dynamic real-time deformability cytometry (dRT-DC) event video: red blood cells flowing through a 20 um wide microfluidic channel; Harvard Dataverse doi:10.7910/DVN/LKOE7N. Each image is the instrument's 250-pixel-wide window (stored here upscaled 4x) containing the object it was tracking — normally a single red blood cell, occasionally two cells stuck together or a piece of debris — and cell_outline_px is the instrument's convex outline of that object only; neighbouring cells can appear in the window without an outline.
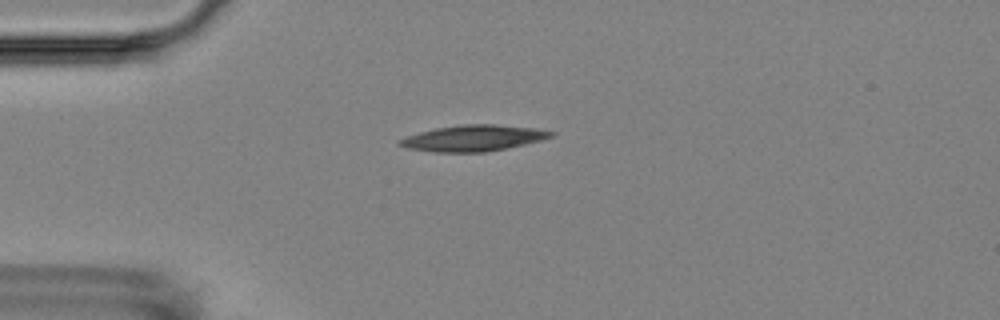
{"species": "Egyptian fruit bat (a non-hibernating species)", "species_latin": "Rousettus aegyptiacus", "temperature_condition": "room temperature", "stored_images_in_passage": 13, "camera_frame_rate_fps": 3000, "um_per_image_px": 0.085, "animal": {"sex": "female"}, "frame": {"image": 1, "passage_image": 1, "time_ms": 0.0, "image_size_px": [1000, 320], "cell_outline_px": [[556, 136], [524, 144], [484, 152], [432, 152], [404, 148], [396, 144], [400, 140], [408, 136], [420, 132], [436, 128], [460, 124], [496, 124], [536, 128], [556, 132]], "centroid_in_image_um": [40.23, 11.73], "position_along_channel_um": 44.8, "area_um2": 23.0}}
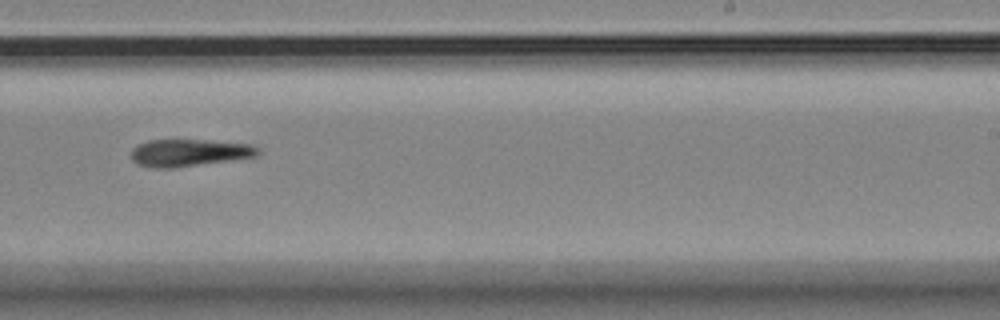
{"frame": {"image": 2, "passage_image": 7, "time_ms": 7.0, "image_size_px": [1000, 320], "cell_outline_px": [[260, 152], [256, 156], [232, 160], [172, 168], [152, 168], [136, 164], [132, 160], [132, 148], [148, 140], [204, 140], [252, 144], [260, 148]], "centroid_in_image_um": [16.09, 12.98], "position_along_channel_um": 272.9, "area_um2": 20.11}}
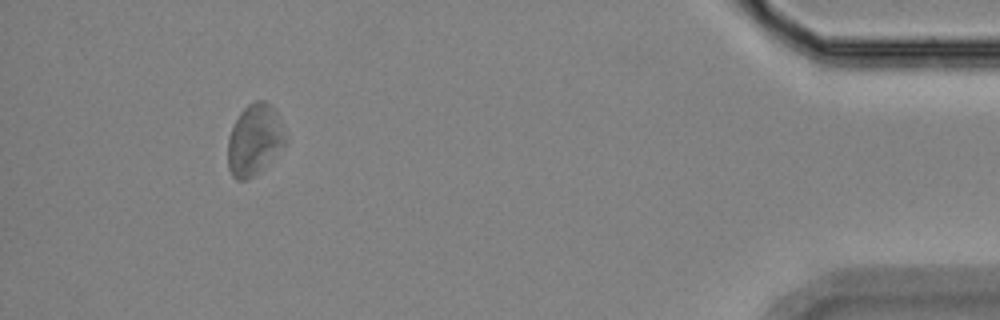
{"frame": {"image": 3, "passage_image": 12, "time_ms": 12.667, "image_size_px": [1000, 320], "cell_outline_px": [[288, 140], [264, 168], [252, 176], [244, 180], [236, 180], [232, 176], [228, 168], [228, 140], [232, 128], [240, 112], [248, 104], [256, 100], [264, 100], [276, 112]], "centroid_in_image_um": [21.62, 11.89], "position_along_channel_um": 413.6, "area_um2": 23.58}, "authors_computed_cell_mechanics": {"area_um2": 21.7906, "velocity_mm_per_s": 3.5448, "shape_relaxation_time_tau1_ms": 1.7673, "shape_relaxation_time_tau2_ms": null, "deformation_change_tau1": 0.0695, "deformation_change_tau2": null}}